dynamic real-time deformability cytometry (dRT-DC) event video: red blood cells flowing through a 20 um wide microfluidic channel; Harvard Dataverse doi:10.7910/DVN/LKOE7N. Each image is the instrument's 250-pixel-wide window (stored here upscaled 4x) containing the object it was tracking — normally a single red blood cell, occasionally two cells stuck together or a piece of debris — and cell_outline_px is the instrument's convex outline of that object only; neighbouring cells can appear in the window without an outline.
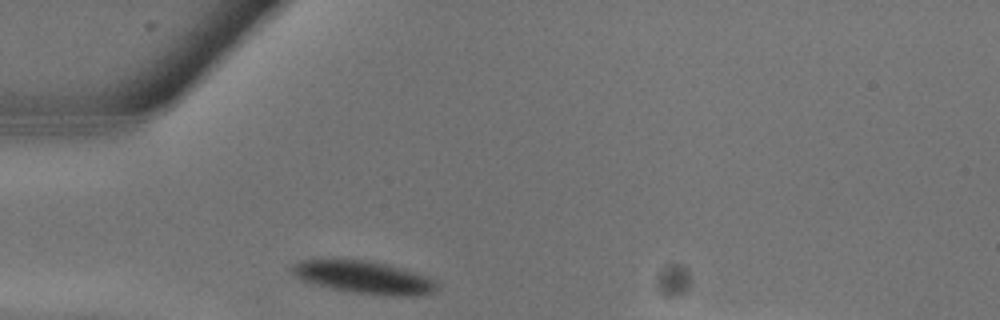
{"species": "common noctule bat (a hibernating species)", "species_latin": "Nyctalus noctula", "temperature_condition": "warm", "stored_images_in_passage": 3, "camera_frame_rate_fps": 3000, "um_per_image_px": 0.085, "animal": {"sex": "male", "body_mass_g": 13.3}, "frame": {"image": 1, "passage_image": 1, "time_ms": 0.0, "image_size_px": [1000, 320], "cell_outline_px": [[440, 288], [432, 292], [416, 296], [396, 296], [356, 292], [332, 288], [300, 280], [292, 276], [288, 272], [292, 264], [300, 260], [368, 260], [388, 264], [428, 276], [436, 280]], "centroid_in_image_um": [30.92, 23.56], "position_along_channel_um": 54.1, "area_um2": 27.63}}